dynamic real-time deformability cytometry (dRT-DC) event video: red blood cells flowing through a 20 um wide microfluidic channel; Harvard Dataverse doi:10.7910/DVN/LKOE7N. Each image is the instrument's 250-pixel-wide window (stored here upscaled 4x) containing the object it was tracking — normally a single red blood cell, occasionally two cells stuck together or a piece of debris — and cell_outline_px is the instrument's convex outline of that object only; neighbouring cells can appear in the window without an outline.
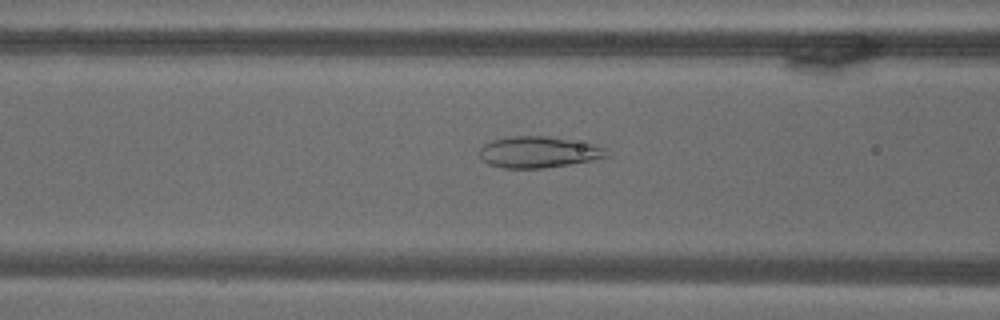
{"species": "common noctule bat (a hibernating species)", "species_latin": "Nyctalus noctula", "temperature_condition": "warm", "stored_images_in_passage": 71, "camera_frame_rate_fps": 3000, "um_per_image_px": 0.085, "animal": {"sex": "male", "body_mass_g": 18.8}, "frame": {"image": 1, "passage_image": 29, "time_ms": 9.333, "image_size_px": [1000, 320], "cell_outline_px": [[608, 156], [592, 160], [544, 168], [504, 168], [488, 164], [480, 156], [480, 148], [484, 144], [492, 140], [508, 136], [548, 136], [572, 140], [592, 144], [604, 148]], "centroid_in_image_um": [45.73, 12.92], "position_along_channel_um": 120.9, "area_um2": 22.95}}
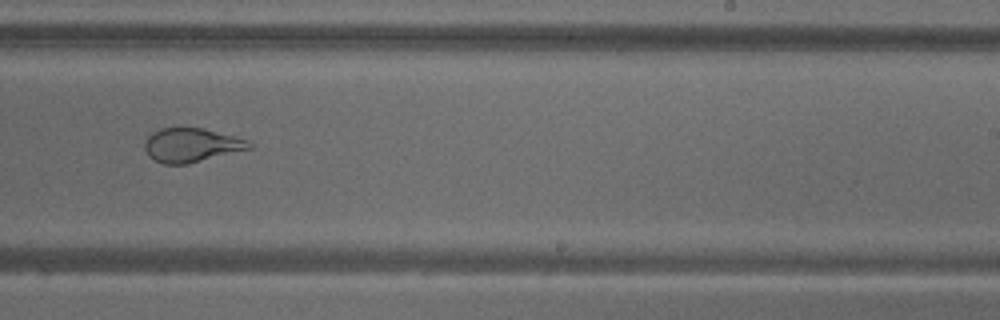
{"frame": {"image": 2, "passage_image": 45, "time_ms": 14.667, "image_size_px": [1000, 320], "cell_outline_px": [[256, 144], [252, 148], [188, 164], [164, 164], [148, 156], [144, 148], [144, 140], [152, 132], [160, 128], [204, 128], [236, 136], [248, 140]], "centroid_in_image_um": [16.29, 12.33], "position_along_channel_um": 272.7, "area_um2": 20.92}}
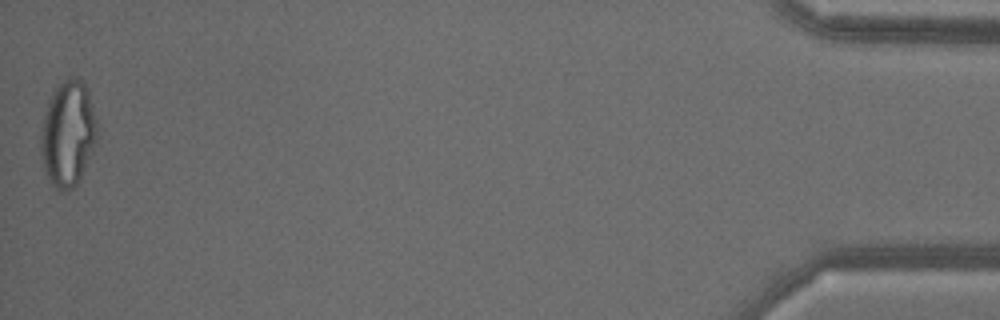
{"frame": {"image": 3, "passage_image": 71, "time_ms": 23.333, "image_size_px": [1000, 320], "cell_outline_px": [[96, 140], [92, 152], [80, 180], [72, 188], [60, 192], [52, 184], [44, 172], [40, 152], [40, 136], [44, 116], [48, 100], [52, 92], [60, 80], [68, 76], [76, 76], [88, 88], [96, 120]], "centroid_in_image_um": [5.75, 11.33], "position_along_channel_um": 429.4, "area_um2": 35.03}}